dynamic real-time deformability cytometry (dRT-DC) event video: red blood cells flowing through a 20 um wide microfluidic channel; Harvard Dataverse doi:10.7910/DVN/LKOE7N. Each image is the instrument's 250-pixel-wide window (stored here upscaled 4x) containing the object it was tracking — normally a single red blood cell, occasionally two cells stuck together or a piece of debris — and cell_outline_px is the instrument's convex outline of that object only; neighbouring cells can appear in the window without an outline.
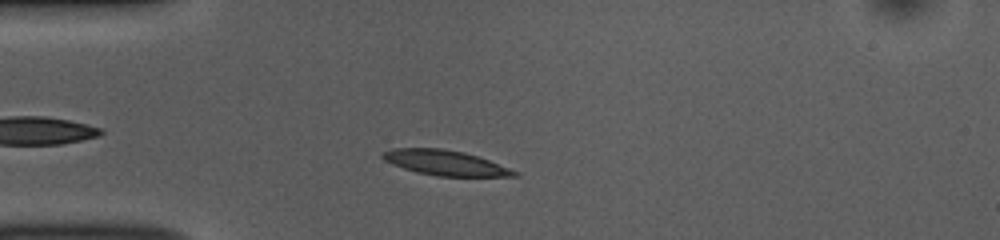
{"species": "common noctule bat (a hibernating species)", "species_latin": "Nyctalus noctula", "temperature_condition": "room temperature", "stored_images_in_passage": 46, "camera_frame_rate_fps": 3000, "um_per_image_px": 0.085, "animal": {"sex": "female", "body_mass_g": 10.0, "forearm_length_mm": 53.1}, "frame": {"image": 1, "passage_image": 7, "time_ms": 2.0, "image_size_px": [1000, 240], "cell_outline_px": [[520, 176], [436, 176], [416, 172], [392, 164], [384, 160], [380, 156], [380, 152], [396, 148], [440, 148], [464, 152], [488, 160], [520, 172]], "centroid_in_image_um": [37.82, 13.84], "position_along_channel_um": 47.2, "area_um2": 19.19}}
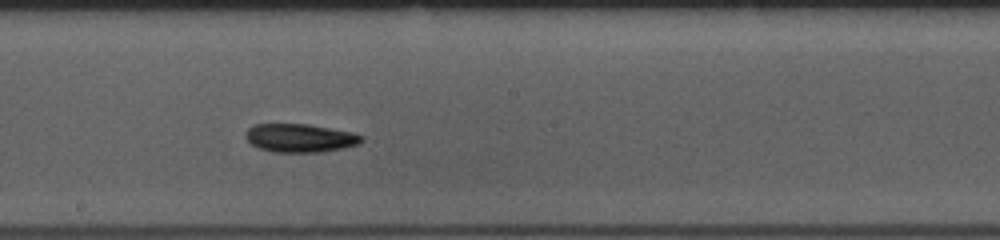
{"frame": {"image": 2, "passage_image": 22, "time_ms": 7.0, "image_size_px": [1000, 240], "cell_outline_px": [[364, 140], [360, 144], [344, 148], [320, 152], [276, 152], [260, 148], [252, 144], [244, 136], [248, 128], [252, 124], [308, 124], [348, 132], [364, 136]], "centroid_in_image_um": [25.5, 11.73], "position_along_channel_um": 222.7, "area_um2": 19.07}}
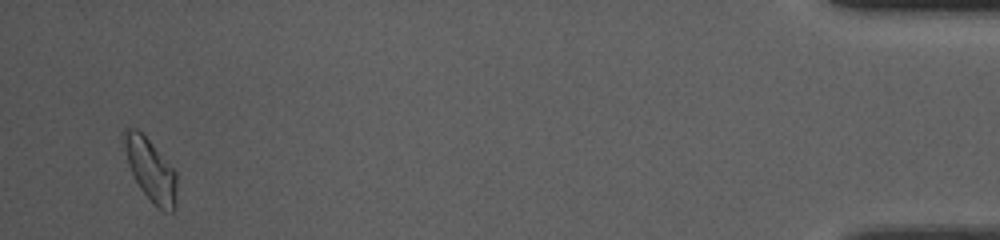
{"frame": {"image": 3, "passage_image": 44, "time_ms": 14.333, "image_size_px": [1000, 240], "cell_outline_px": [[176, 208], [172, 212], [160, 212], [156, 208], [140, 188], [128, 164], [120, 136], [124, 128], [136, 128], [152, 144], [176, 172]], "centroid_in_image_um": [12.78, 14.47], "position_along_channel_um": 422.4, "area_um2": 19.31}, "authors_computed_cell_mechanics": {"area_um2": 18.8717, "velocity_mm_per_s": 3.8021, "shape_relaxation_time_tau1_ms": 8.1097, "shape_relaxation_time_tau2_ms": null, "deformation_change_tau1": 0.1636, "deformation_change_tau2": null}}